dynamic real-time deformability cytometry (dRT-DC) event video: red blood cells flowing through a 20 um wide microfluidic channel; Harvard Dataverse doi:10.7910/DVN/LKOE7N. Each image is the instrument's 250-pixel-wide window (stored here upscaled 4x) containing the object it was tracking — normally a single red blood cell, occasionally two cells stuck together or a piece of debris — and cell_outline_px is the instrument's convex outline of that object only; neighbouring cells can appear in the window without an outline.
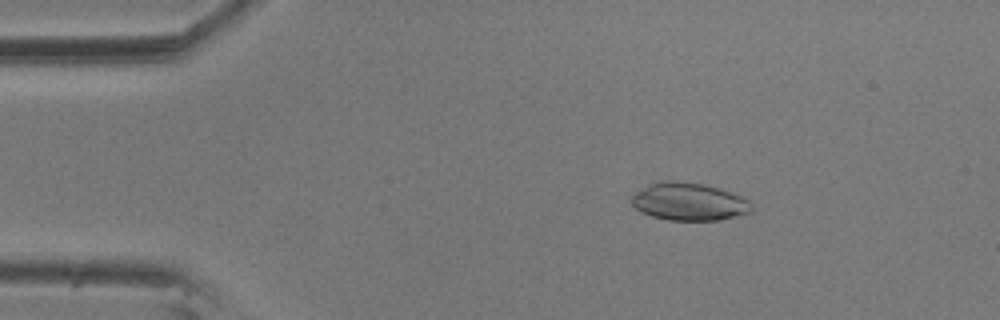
{"species": "common noctule bat (a hibernating species)", "species_latin": "Nyctalus noctula", "temperature_condition": "room temperature", "stored_images_in_passage": 56, "camera_frame_rate_fps": 3000, "um_per_image_px": 0.085, "animal": {"sex": "male", "body_mass_g": 20.5, "forearm_length_mm": 52.5}, "frame": {"image": 1, "passage_image": 9, "time_ms": 2.667, "image_size_px": [1000, 320], "cell_outline_px": [[752, 212], [720, 220], [668, 220], [652, 216], [640, 212], [632, 204], [632, 196], [636, 192], [648, 184], [704, 184], [720, 188], [732, 192], [748, 200], [752, 204]], "centroid_in_image_um": [58.62, 17.2], "position_along_channel_um": 26.4, "area_um2": 25.55}}
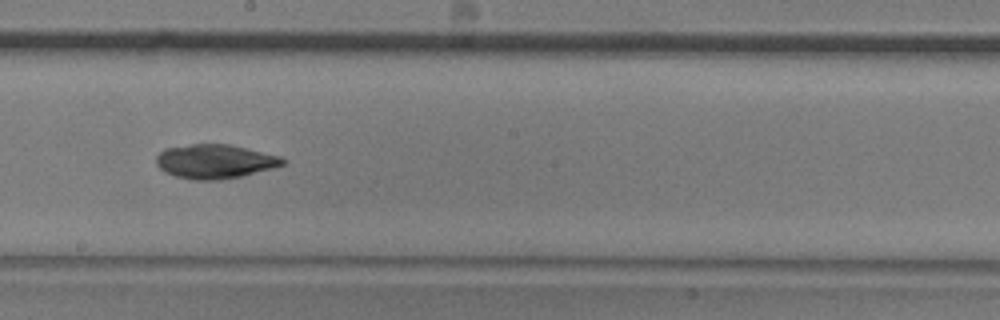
{"frame": {"image": 2, "passage_image": 31, "time_ms": 10.0, "image_size_px": [1000, 320], "cell_outline_px": [[288, 160], [284, 164], [272, 168], [240, 176], [220, 180], [192, 180], [176, 176], [164, 172], [156, 164], [156, 156], [164, 148], [192, 144], [228, 144], [280, 156]], "centroid_in_image_um": [18.24, 13.72], "position_along_channel_um": 230.0, "area_um2": 25.09}}
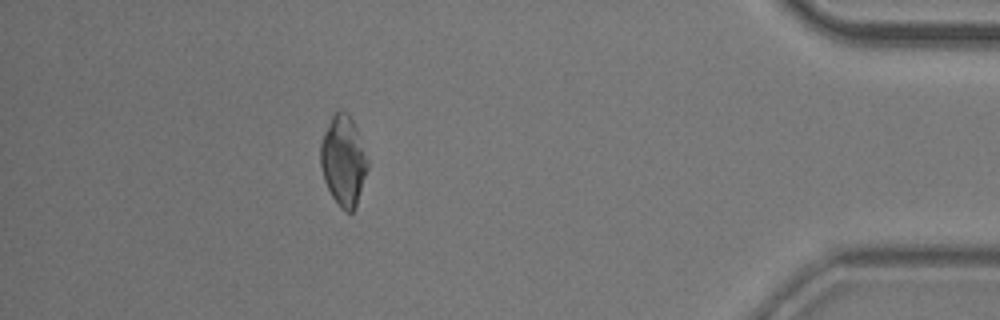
{"frame": {"image": 3, "passage_image": 50, "time_ms": 16.333, "image_size_px": [1000, 320], "cell_outline_px": [[368, 168], [356, 208], [352, 212], [348, 212], [340, 208], [332, 196], [324, 180], [320, 164], [320, 144], [324, 132], [332, 116], [340, 108], [348, 112], [356, 128], [368, 160]], "centroid_in_image_um": [29.18, 13.66], "position_along_channel_um": 406.0, "area_um2": 24.74}, "authors_computed_cell_mechanics": {"area_um2": 25.4031, "velocity_mm_per_s": 3.5669, "shape_relaxation_time_tau1_ms": 10.7445, "shape_relaxation_time_tau2_ms": 3.369, "deformation_change_tau1": 0.2533, "deformation_change_tau2": 0.0565}}